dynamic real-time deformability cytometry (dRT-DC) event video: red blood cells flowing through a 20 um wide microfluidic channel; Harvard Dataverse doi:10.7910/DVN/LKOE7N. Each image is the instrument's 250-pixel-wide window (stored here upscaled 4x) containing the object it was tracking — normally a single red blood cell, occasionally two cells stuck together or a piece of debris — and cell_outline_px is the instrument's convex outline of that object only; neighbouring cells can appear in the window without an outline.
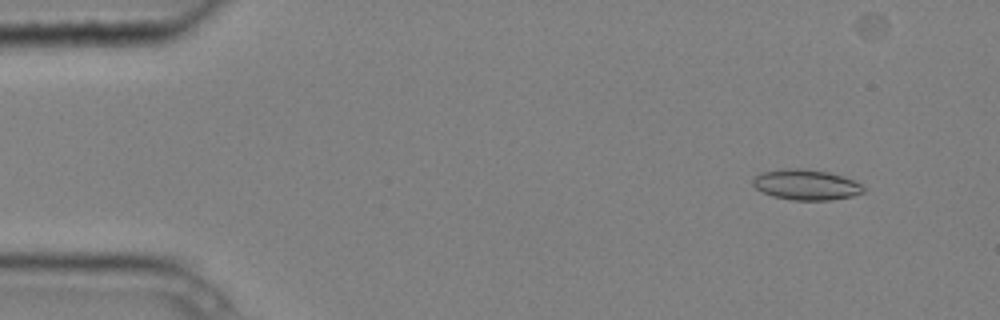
{"species": "common noctule bat (a hibernating species)", "species_latin": "Nyctalus noctula", "temperature_condition": "cold", "stored_images_in_passage": 3, "camera_frame_rate_fps": 3000, "um_per_image_px": 0.085, "animal": {"sex": "male", "body_mass_g": 20.4}, "frame": {"image": 1, "passage_image": 1, "time_ms": 0.0, "image_size_px": [1000, 320], "cell_outline_px": [[864, 192], [852, 196], [828, 200], [792, 200], [772, 196], [756, 188], [752, 184], [752, 180], [760, 172], [780, 168], [800, 168], [828, 172], [852, 180], [860, 184], [864, 188]], "centroid_in_image_um": [68.47, 15.69], "position_along_channel_um": 16.5, "area_um2": 19.54}}